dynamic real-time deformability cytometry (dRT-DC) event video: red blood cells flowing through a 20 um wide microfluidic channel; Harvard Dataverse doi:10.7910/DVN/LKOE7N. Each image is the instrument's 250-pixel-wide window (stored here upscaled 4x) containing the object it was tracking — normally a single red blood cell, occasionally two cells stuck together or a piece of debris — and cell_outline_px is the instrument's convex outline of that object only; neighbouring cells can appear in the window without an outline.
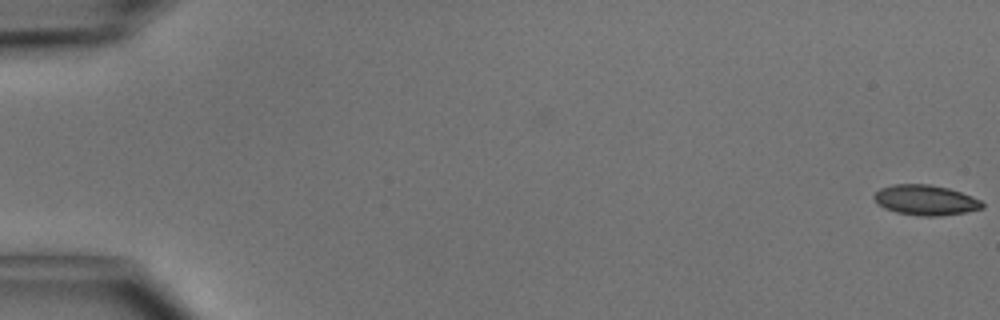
{"species": "common noctule bat (a hibernating species)", "species_latin": "Nyctalus noctula", "temperature_condition": "cold", "stored_images_in_passage": 50, "camera_frame_rate_fps": 3000, "um_per_image_px": 0.085, "animal": {"sex": "male", "body_mass_g": 15.6}, "frame": {"image": 1, "passage_image": 1, "time_ms": 0.0, "image_size_px": [1000, 320], "cell_outline_px": [[984, 208], [964, 212], [940, 216], [920, 216], [896, 212], [884, 208], [872, 196], [880, 188], [892, 184], [928, 184], [948, 188], [972, 196], [980, 200], [984, 204]], "centroid_in_image_um": [78.67, 17.0], "position_along_channel_um": 6.3, "area_um2": 18.96}}
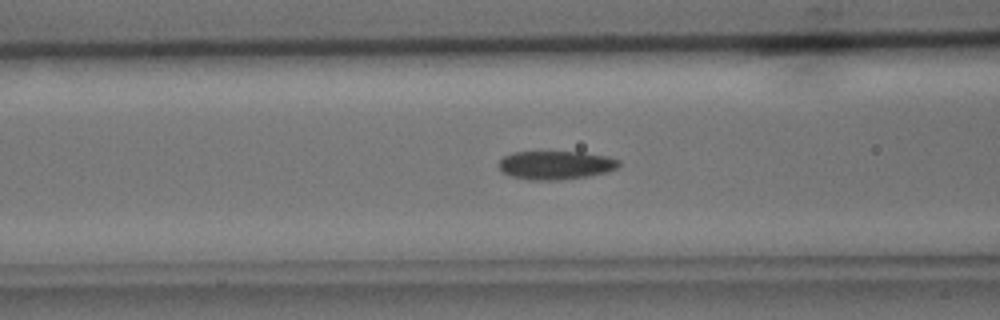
{"frame": {"image": 2, "passage_image": 21, "time_ms": 6.667, "image_size_px": [1000, 320], "cell_outline_px": [[620, 164], [616, 168], [604, 172], [588, 176], [560, 180], [532, 180], [512, 176], [500, 172], [496, 164], [504, 156], [512, 152], [584, 152], [608, 156], [620, 160]], "centroid_in_image_um": [47.19, 14.03], "position_along_channel_um": 119.4, "area_um2": 20.11}}
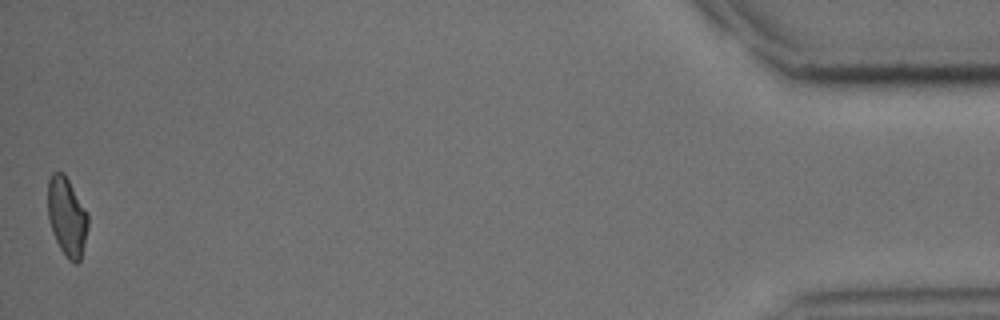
{"frame": {"image": 3, "passage_image": 50, "time_ms": 16.333, "image_size_px": [1000, 320], "cell_outline_px": [[88, 228], [80, 260], [76, 264], [68, 260], [60, 248], [52, 232], [48, 216], [48, 180], [52, 172], [64, 172], [88, 212]], "centroid_in_image_um": [5.69, 18.4], "position_along_channel_um": 429.5, "area_um2": 18.55}, "authors_computed_cell_mechanics": {"area_um2": 19.652, "velocity_mm_per_s": 4.0947, "shape_relaxation_time_tau1_ms": 5.729, "shape_relaxation_time_tau2_ms": 3.9578, "deformation_change_tau1": 0.1283, "deformation_change_tau2": 0.0977}}